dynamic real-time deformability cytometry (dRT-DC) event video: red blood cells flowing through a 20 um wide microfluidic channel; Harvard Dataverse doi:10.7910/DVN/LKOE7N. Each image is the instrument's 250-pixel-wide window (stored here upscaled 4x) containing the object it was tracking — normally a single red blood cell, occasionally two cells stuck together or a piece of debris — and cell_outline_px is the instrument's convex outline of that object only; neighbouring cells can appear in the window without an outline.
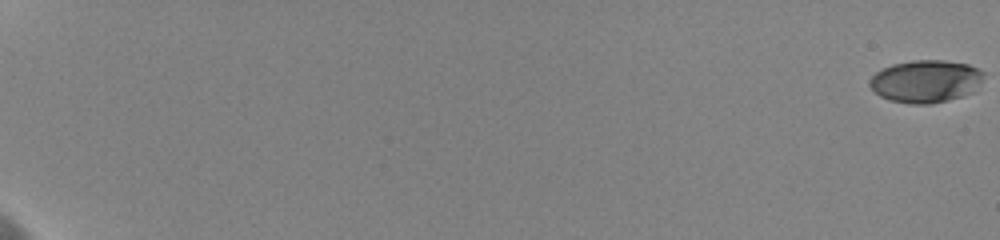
{"species": "human", "species_latin": "Homo sapiens", "temperature_condition": "cold", "stored_images_in_passage": 35, "camera_frame_rate_fps": 3000, "um_per_image_px": 0.085, "donor": {"sex": "female"}, "frame": {"image": 1, "passage_image": 1, "time_ms": 0.0, "image_size_px": [1000, 240], "cell_outline_px": [[984, 72], [980, 80], [972, 92], [964, 96], [932, 104], [912, 104], [892, 100], [880, 96], [868, 84], [868, 80], [876, 72], [892, 64], [912, 60], [944, 60], [968, 64]], "centroid_in_image_um": [78.66, 6.9], "position_along_channel_um": 6.3, "area_um2": 28.09}}
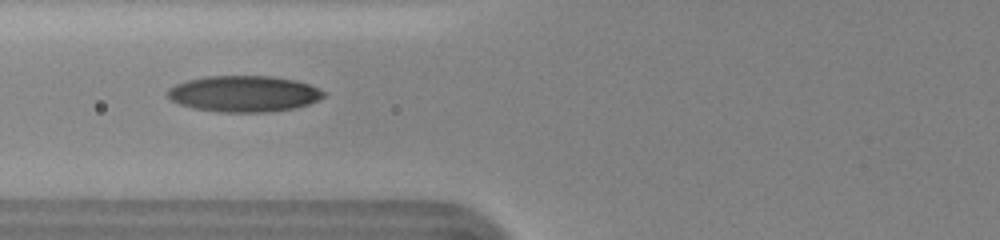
{"frame": {"image": 2, "passage_image": 11, "time_ms": 9.333, "image_size_px": [1000, 240], "cell_outline_px": [[324, 96], [308, 104], [296, 108], [268, 112], [224, 112], [196, 108], [180, 104], [172, 100], [168, 96], [168, 88], [176, 84], [188, 80], [204, 76], [272, 76], [296, 80], [308, 84], [324, 92]], "centroid_in_image_um": [20.73, 7.96], "position_along_channel_um": 105.1, "area_um2": 32.6}}
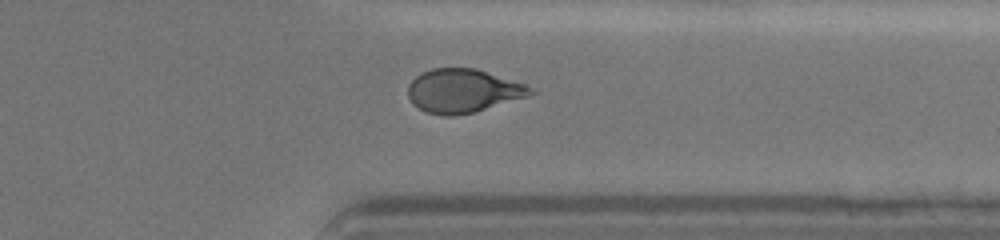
{"frame": {"image": 3, "passage_image": 28, "time_ms": 16.667, "image_size_px": [1000, 240], "cell_outline_px": [[536, 92], [528, 96], [472, 112], [452, 116], [444, 116], [428, 112], [412, 104], [408, 96], [408, 84], [420, 72], [432, 68], [476, 68], [524, 84], [532, 88]], "centroid_in_image_um": [39.32, 7.71], "position_along_channel_um": 372.1, "area_um2": 30.87}, "authors_computed_cell_mechanics": {"area_um2": 31.1542, "velocity_mm_per_s": 3.6309, "shape_relaxation_time_tau1_ms": 7.3749, "shape_relaxation_time_tau2_ms": 1.7663, "deformation_change_tau1": 0.191, "deformation_change_tau2": 0.0753}}